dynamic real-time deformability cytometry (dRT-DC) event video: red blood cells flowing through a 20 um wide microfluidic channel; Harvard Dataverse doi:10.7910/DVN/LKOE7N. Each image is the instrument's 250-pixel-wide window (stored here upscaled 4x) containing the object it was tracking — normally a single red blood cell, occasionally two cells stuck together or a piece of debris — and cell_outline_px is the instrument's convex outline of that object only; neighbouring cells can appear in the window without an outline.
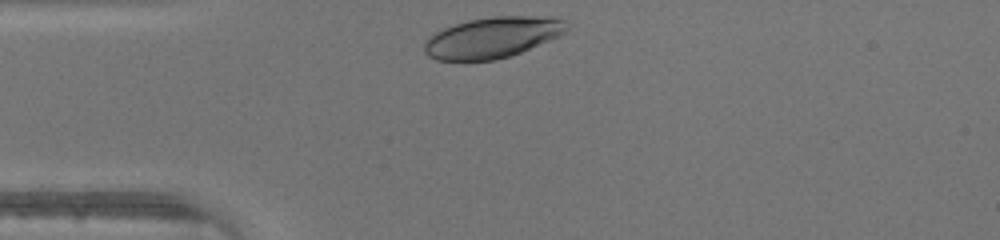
{"species": "human", "species_latin": "Homo sapiens", "temperature_condition": "warm", "stored_images_in_passage": 26, "camera_frame_rate_fps": 3000, "um_per_image_px": 0.085, "donor": {"sex": "male"}, "frame": {"image": 1, "passage_image": 1, "time_ms": 0.0, "image_size_px": [1000, 240], "cell_outline_px": [[568, 28], [560, 36], [512, 56], [496, 60], [436, 60], [428, 56], [424, 52], [424, 44], [428, 36], [444, 28], [468, 20], [496, 16], [556, 16], [564, 20]], "centroid_in_image_um": [41.88, 3.18], "position_along_channel_um": 43.1, "area_um2": 34.1}}
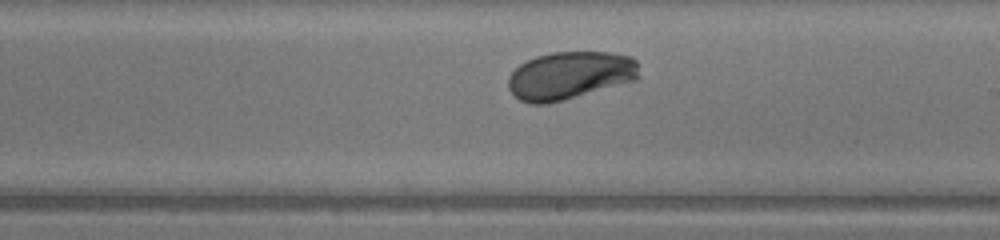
{"frame": {"image": 2, "passage_image": 16, "time_ms": 5.0, "image_size_px": [1000, 240], "cell_outline_px": [[640, 76], [636, 80], [564, 100], [548, 104], [532, 104], [520, 100], [508, 88], [508, 76], [520, 64], [536, 56], [552, 52], [612, 52], [632, 56], [636, 60]], "centroid_in_image_um": [48.46, 6.41], "position_along_channel_um": 240.5, "area_um2": 36.65}}
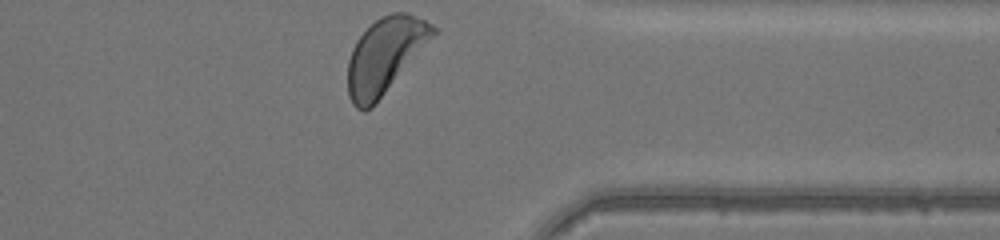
{"frame": {"image": 3, "passage_image": 26, "time_ms": 8.333, "image_size_px": [1000, 240], "cell_outline_px": [[436, 32], [372, 108], [364, 112], [356, 108], [352, 104], [348, 96], [348, 60], [352, 48], [356, 40], [380, 16], [392, 12], [408, 12], [432, 24], [436, 28]], "centroid_in_image_um": [32.67, 4.73], "position_along_channel_um": 378.7, "area_um2": 36.88}}